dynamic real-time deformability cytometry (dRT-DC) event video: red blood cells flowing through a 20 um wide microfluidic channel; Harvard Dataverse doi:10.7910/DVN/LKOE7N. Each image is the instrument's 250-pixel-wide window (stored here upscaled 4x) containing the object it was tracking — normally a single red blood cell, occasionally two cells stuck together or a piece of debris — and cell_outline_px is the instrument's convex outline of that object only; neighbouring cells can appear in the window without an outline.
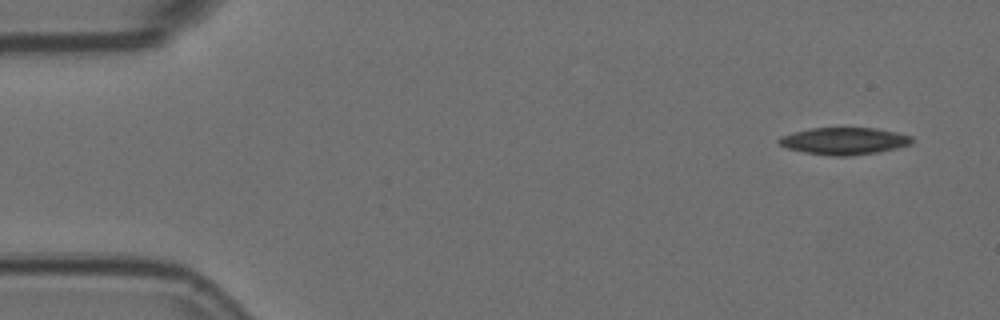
{"species": "Egyptian fruit bat (a non-hibernating species)", "species_latin": "Rousettus aegyptiacus", "temperature_condition": "room temperature", "stored_images_in_passage": 7, "camera_frame_rate_fps": 3000, "um_per_image_px": 0.085, "animal": {"sex": "female"}, "frame": {"image": 1, "passage_image": 1, "time_ms": 0.0, "image_size_px": [1000, 320], "cell_outline_px": [[912, 144], [896, 148], [876, 152], [848, 156], [832, 156], [804, 152], [788, 148], [780, 144], [776, 140], [780, 136], [812, 128], [876, 128], [896, 132], [912, 136]], "centroid_in_image_um": [71.76, 11.98], "position_along_channel_um": 13.2, "area_um2": 20.81}}
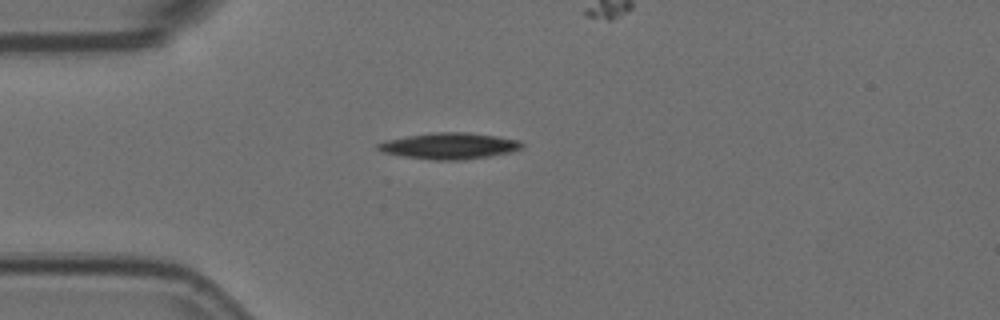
{"frame": {"image": 2, "passage_image": 4, "time_ms": 1.0, "image_size_px": [1000, 320], "cell_outline_px": [[524, 148], [512, 152], [488, 156], [460, 160], [432, 160], [404, 156], [380, 152], [376, 148], [376, 144], [384, 140], [408, 136], [436, 132], [468, 132], [496, 136], [520, 140], [524, 144]], "centroid_in_image_um": [38.2, 12.4], "position_along_channel_um": 46.8, "area_um2": 22.14}}